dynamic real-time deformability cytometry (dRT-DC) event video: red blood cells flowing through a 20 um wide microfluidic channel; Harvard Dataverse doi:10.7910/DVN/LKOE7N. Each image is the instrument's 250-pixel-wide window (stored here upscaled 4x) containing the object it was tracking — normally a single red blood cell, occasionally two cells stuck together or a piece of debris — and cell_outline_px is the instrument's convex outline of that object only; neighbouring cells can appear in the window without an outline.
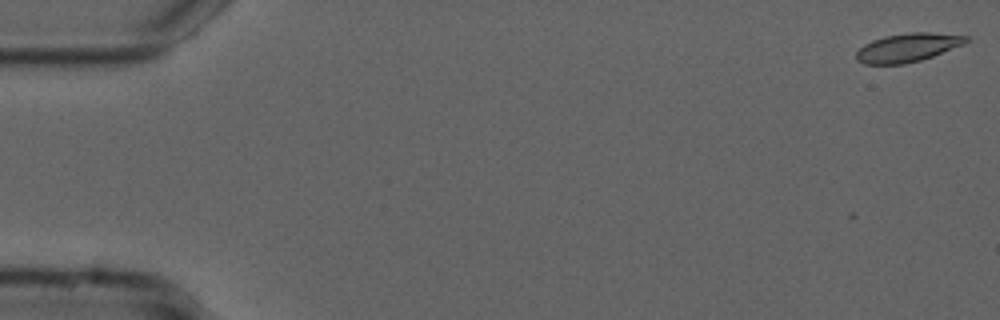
{"species": "common noctule bat (a hibernating species)", "species_latin": "Nyctalus noctula", "temperature_condition": "cold", "stored_images_in_passage": 13, "camera_frame_rate_fps": 3000, "um_per_image_px": 0.085, "animal": {"sex": "male", "forearm_length_mm": 52.5}, "frame": {"image": 1, "passage_image": 1, "time_ms": 0.0, "image_size_px": [1000, 320], "cell_outline_px": [[968, 40], [964, 44], [932, 56], [920, 60], [904, 64], [864, 64], [856, 60], [856, 52], [864, 44], [872, 40], [884, 36], [908, 32], [932, 32], [968, 36]], "centroid_in_image_um": [77.13, 4.03], "position_along_channel_um": 7.9, "area_um2": 18.26}}
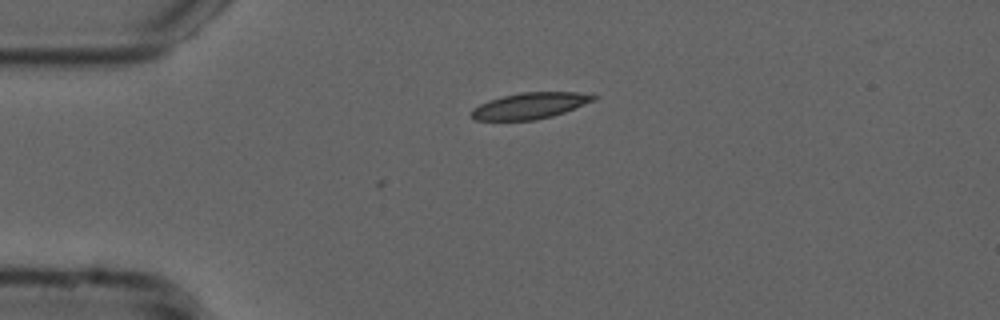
{"frame": {"image": 2, "passage_image": 13, "time_ms": 4.0, "image_size_px": [1000, 320], "cell_outline_px": [[600, 96], [596, 100], [564, 112], [552, 116], [536, 120], [476, 120], [472, 116], [472, 108], [488, 100], [520, 92], [576, 92]], "centroid_in_image_um": [45.07, 8.98], "position_along_channel_um": 39.9, "area_um2": 18.55}}